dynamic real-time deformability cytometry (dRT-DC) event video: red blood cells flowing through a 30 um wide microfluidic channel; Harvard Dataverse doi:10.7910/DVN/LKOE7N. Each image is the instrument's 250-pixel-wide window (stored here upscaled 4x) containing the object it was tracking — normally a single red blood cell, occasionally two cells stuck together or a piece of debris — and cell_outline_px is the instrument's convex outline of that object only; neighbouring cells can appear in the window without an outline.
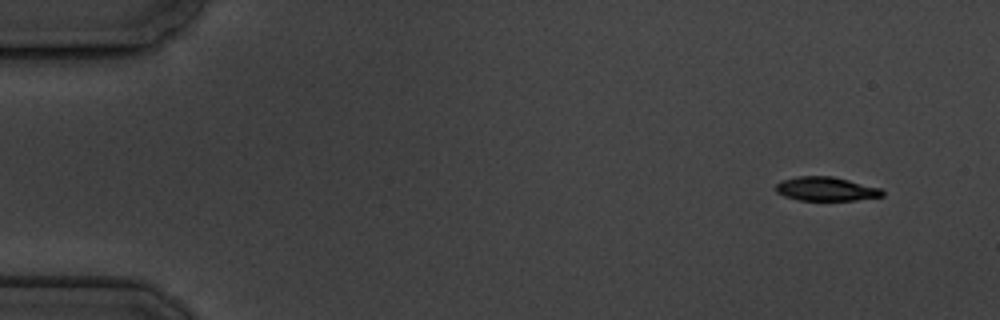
{"species": "common noctule bat (a hibernating species)", "species_latin": "Nyctalus noctula", "temperature_condition": "cold", "stored_images_in_passage": 6, "camera_frame_rate_fps": 3000, "um_per_image_px": 0.085, "animal": {"sex": "male", "body_mass_g": 19.5, "forearm_length_mm": 54.6}, "frame": {"image": 1, "passage_image": 1, "time_ms": 0.0, "image_size_px": [1000, 320], "cell_outline_px": [[884, 196], [856, 200], [800, 200], [784, 196], [776, 192], [776, 184], [780, 180], [796, 176], [832, 176], [880, 188], [884, 192]], "centroid_in_image_um": [70.19, 16.05], "position_along_channel_um": 14.8, "area_um2": 14.85}}
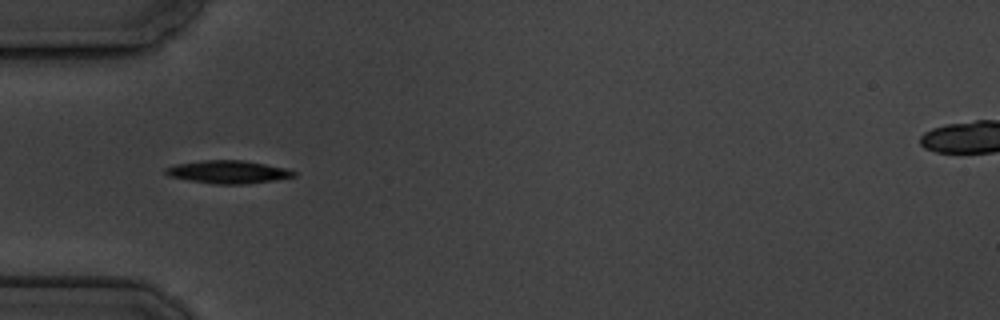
{"frame": {"image": 2, "passage_image": 5, "time_ms": 4.667, "image_size_px": [1000, 320], "cell_outline_px": [[296, 176], [276, 180], [248, 184], [216, 184], [188, 180], [168, 176], [164, 172], [164, 168], [176, 164], [204, 160], [244, 160], [284, 168], [296, 172]], "centroid_in_image_um": [19.37, 14.62], "position_along_channel_um": 65.6, "area_um2": 17.11}}